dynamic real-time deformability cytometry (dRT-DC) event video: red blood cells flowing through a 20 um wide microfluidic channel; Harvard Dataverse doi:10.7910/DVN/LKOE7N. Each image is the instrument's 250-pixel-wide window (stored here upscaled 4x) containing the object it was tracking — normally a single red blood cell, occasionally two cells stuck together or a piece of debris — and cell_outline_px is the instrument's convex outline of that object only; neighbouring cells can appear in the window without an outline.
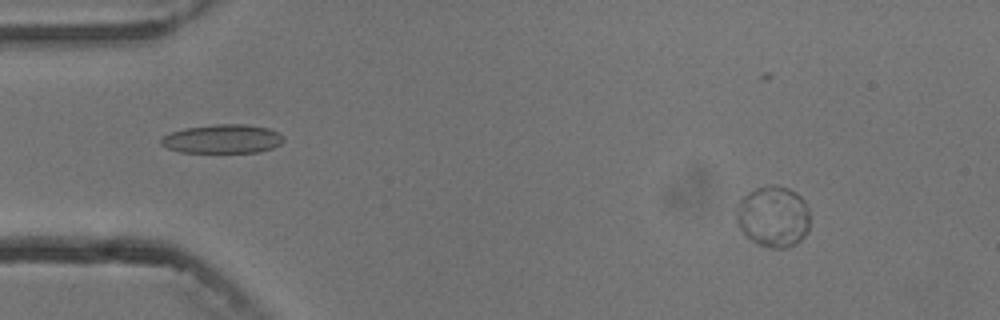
{"species": "common noctule bat (a hibernating species)", "species_latin": "Nyctalus noctula", "temperature_condition": "cold", "stored_images_in_passage": 5, "camera_frame_rate_fps": 3000, "um_per_image_px": 0.085, "animal": {"sex": "male", "body_mass_g": 13.3}, "frame": {"image": 1, "passage_image": 2, "time_ms": 1.333, "image_size_px": [1000, 320], "cell_outline_px": [[808, 232], [796, 244], [784, 248], [768, 248], [756, 244], [736, 224], [736, 212], [740, 200], [748, 192], [756, 188], [768, 184], [776, 184], [788, 188], [796, 192], [804, 200], [808, 208]], "centroid_in_image_um": [65.72, 18.39], "position_along_channel_um": 19.3, "area_um2": 26.41}}
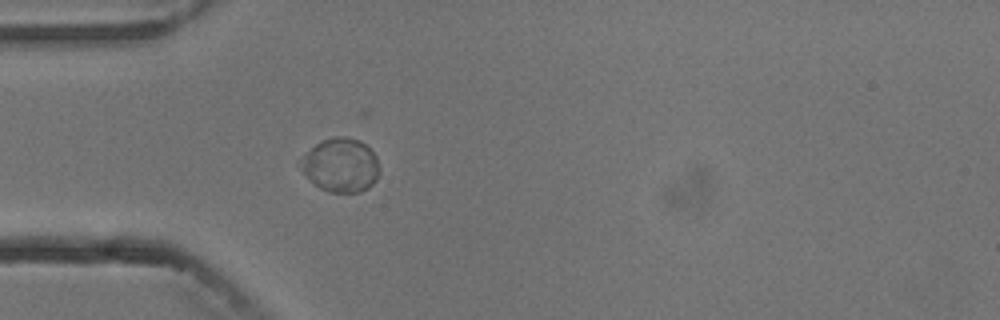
{"frame": {"image": 2, "passage_image": 5, "time_ms": 4.667, "image_size_px": [1000, 320], "cell_outline_px": [[380, 172], [376, 180], [368, 188], [360, 192], [328, 192], [320, 188], [296, 164], [300, 156], [320, 140], [332, 136], [344, 136], [360, 140], [376, 156], [380, 168]], "centroid_in_image_um": [28.93, 14.01], "position_along_channel_um": 56.1, "area_um2": 25.09}}